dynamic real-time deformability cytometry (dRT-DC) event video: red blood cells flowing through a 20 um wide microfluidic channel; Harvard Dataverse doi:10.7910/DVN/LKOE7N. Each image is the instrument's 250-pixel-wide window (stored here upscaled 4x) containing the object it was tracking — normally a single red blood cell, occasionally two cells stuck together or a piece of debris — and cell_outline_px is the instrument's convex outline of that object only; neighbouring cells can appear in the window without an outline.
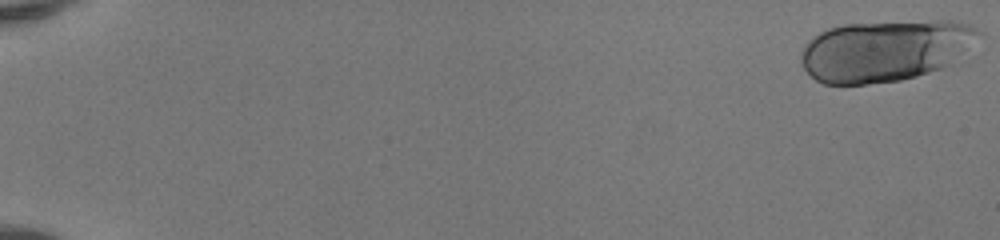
{"species": "human", "species_latin": "Homo sapiens", "temperature_condition": "room temperature", "stored_images_in_passage": 50, "camera_frame_rate_fps": 3000, "um_per_image_px": 0.085, "donor": {"sex": "female"}, "frame": {"image": 1, "passage_image": 1, "time_ms": 0.0, "image_size_px": [1000, 240], "cell_outline_px": [[984, 32], [948, 64], [940, 68], [916, 76], [900, 80], [864, 84], [824, 84], [816, 80], [804, 68], [800, 60], [800, 52], [804, 44], [812, 36], [828, 28], [844, 24], [936, 20], [952, 20], [972, 24]], "centroid_in_image_um": [75.18, 4.28], "position_along_channel_um": 9.8, "area_um2": 63.46}}
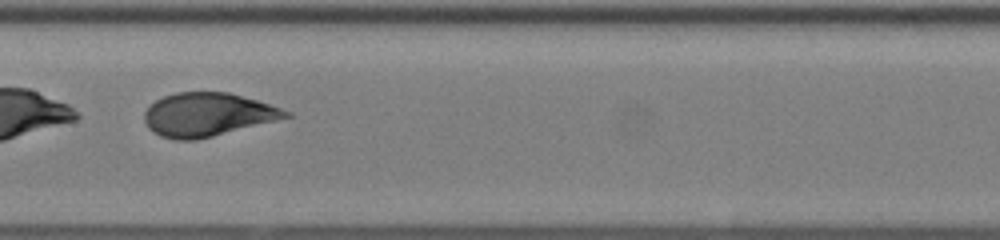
{"frame": {"image": 2, "passage_image": 29, "time_ms": 9.333, "image_size_px": [1000, 240], "cell_outline_px": [[292, 116], [196, 140], [176, 140], [160, 136], [148, 128], [144, 120], [144, 112], [156, 100], [164, 96], [176, 92], [228, 92], [256, 100], [292, 112]], "centroid_in_image_um": [17.61, 9.74], "position_along_channel_um": 189.8, "area_um2": 35.43}}
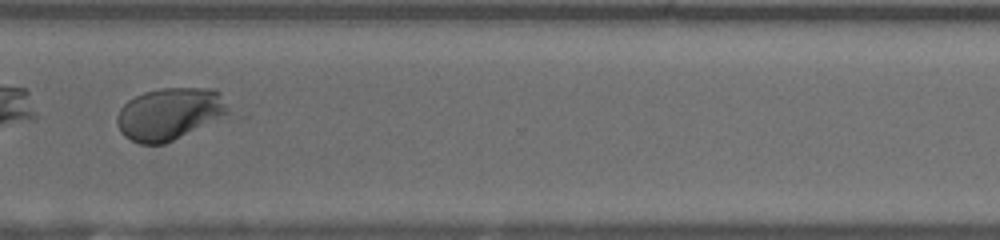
{"frame": {"image": 3, "passage_image": 41, "time_ms": 13.333, "image_size_px": [1000, 240], "cell_outline_px": [[232, 112], [164, 144], [140, 144], [124, 136], [120, 132], [116, 124], [116, 116], [120, 108], [128, 100], [144, 92], [160, 88], [216, 88], [220, 92]], "centroid_in_image_um": [14.4, 9.66], "position_along_channel_um": 356.2, "area_um2": 33.81}, "authors_computed_cell_mechanics": {"area_um2": 37.3966, "velocity_mm_per_s": 4.1541, "shape_relaxation_time_tau1_ms": 5.5748, "shape_relaxation_time_tau2_ms": null, "deformation_change_tau1": 0.2261, "deformation_change_tau2": null}}